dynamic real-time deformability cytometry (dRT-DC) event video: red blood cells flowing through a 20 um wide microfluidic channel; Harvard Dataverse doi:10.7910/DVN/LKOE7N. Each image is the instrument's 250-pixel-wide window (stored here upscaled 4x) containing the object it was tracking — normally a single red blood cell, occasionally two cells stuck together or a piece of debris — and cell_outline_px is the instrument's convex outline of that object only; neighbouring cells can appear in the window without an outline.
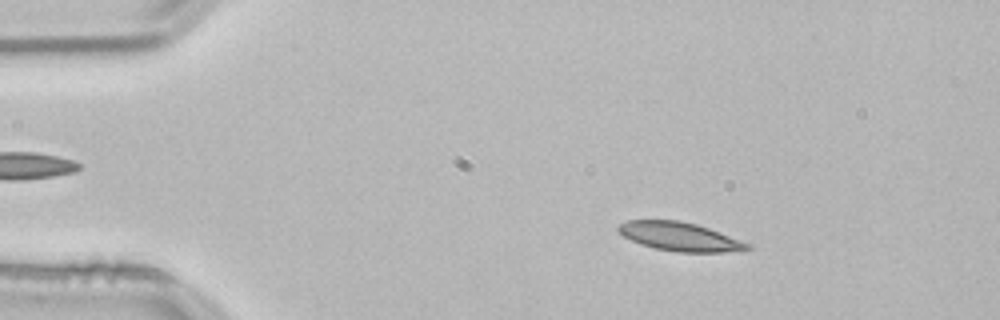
{"species": "common noctule bat (a hibernating species)", "species_latin": "Nyctalus noctula", "temperature_condition": "room temperature", "stored_images_in_passage": 50, "camera_frame_rate_fps": 3000, "um_per_image_px": 0.085, "animal": {"sex": "male", "body_mass_g": 21.5, "forearm_length_mm": 52.0}, "frame": {"image": 1, "passage_image": 5, "time_ms": 1.333, "image_size_px": [1000, 320], "cell_outline_px": [[752, 248], [744, 252], [676, 252], [656, 248], [640, 244], [624, 236], [616, 228], [620, 224], [628, 220], [680, 220], [696, 224], [708, 228], [752, 244]], "centroid_in_image_um": [57.85, 20.12], "position_along_channel_um": 27.1, "area_um2": 21.68}}
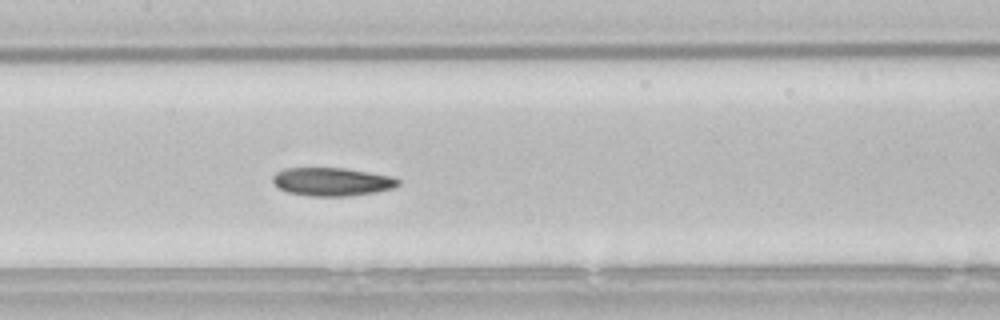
{"frame": {"image": 2, "passage_image": 22, "time_ms": 7.0, "image_size_px": [1000, 320], "cell_outline_px": [[400, 184], [392, 188], [376, 192], [348, 196], [308, 196], [288, 192], [280, 188], [272, 180], [272, 176], [276, 172], [284, 168], [344, 168], [392, 176], [400, 180]], "centroid_in_image_um": [28.22, 15.44], "position_along_channel_um": 179.2, "area_um2": 20.63}}
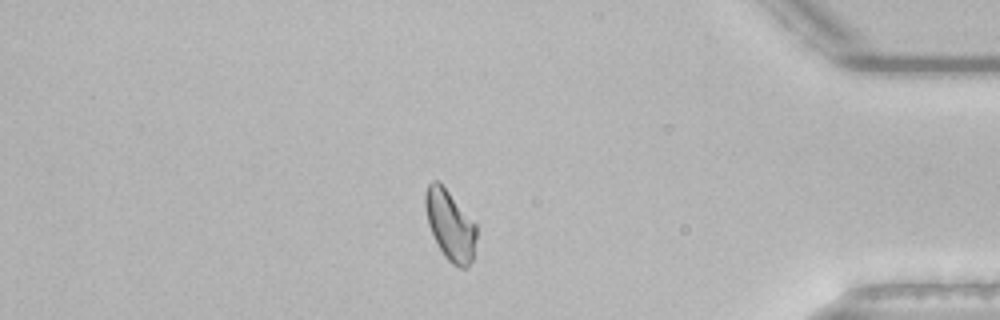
{"frame": {"image": 3, "passage_image": 42, "time_ms": 13.667, "image_size_px": [1000, 320], "cell_outline_px": [[476, 236], [472, 260], [468, 268], [460, 268], [452, 264], [444, 256], [428, 224], [424, 204], [424, 196], [428, 184], [432, 180], [436, 180], [448, 192], [476, 224]], "centroid_in_image_um": [38.25, 19.17], "position_along_channel_um": 396.9, "area_um2": 20.46}, "authors_computed_cell_mechanics": {"area_um2": 20.9814, "velocity_mm_per_s": 3.79, "shape_relaxation_time_tau1_ms": 6.8153, "shape_relaxation_time_tau2_ms": 7.6947, "deformation_change_tau1": 0.1677, "deformation_change_tau2": 0.1426}}